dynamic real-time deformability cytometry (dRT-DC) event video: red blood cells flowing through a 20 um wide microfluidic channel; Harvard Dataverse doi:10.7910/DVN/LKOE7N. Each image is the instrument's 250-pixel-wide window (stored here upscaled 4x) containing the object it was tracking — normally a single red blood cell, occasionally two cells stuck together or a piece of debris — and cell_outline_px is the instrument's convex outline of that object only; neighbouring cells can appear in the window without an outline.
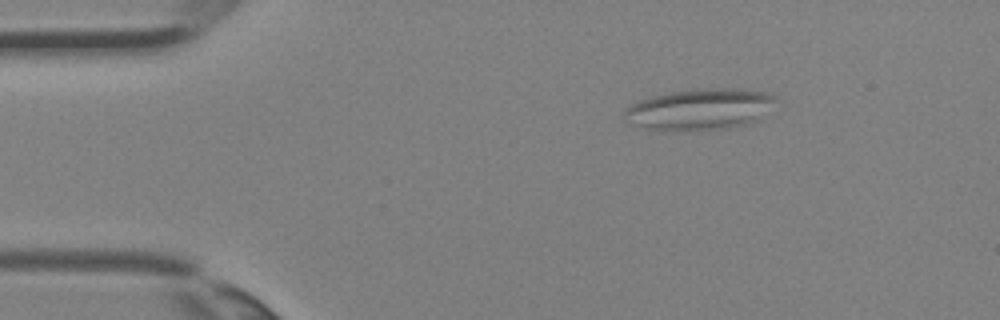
{"species": "Egyptian fruit bat (a non-hibernating species)", "species_latin": "Rousettus aegyptiacus", "temperature_condition": "room temperature", "stored_images_in_passage": 31, "camera_frame_rate_fps": 3000, "um_per_image_px": 0.085, "animal": {"sex": "female"}, "frame": {"image": 1, "passage_image": 1, "time_ms": 0.0, "image_size_px": [1000, 320], "cell_outline_px": [[784, 104], [756, 120], [748, 124], [728, 128], [688, 132], [648, 128], [628, 124], [624, 120], [624, 108], [648, 96], [668, 92], [696, 88], [736, 88], [764, 92], [776, 96]], "centroid_in_image_um": [59.57, 9.29], "position_along_channel_um": 25.4, "area_um2": 37.74}}
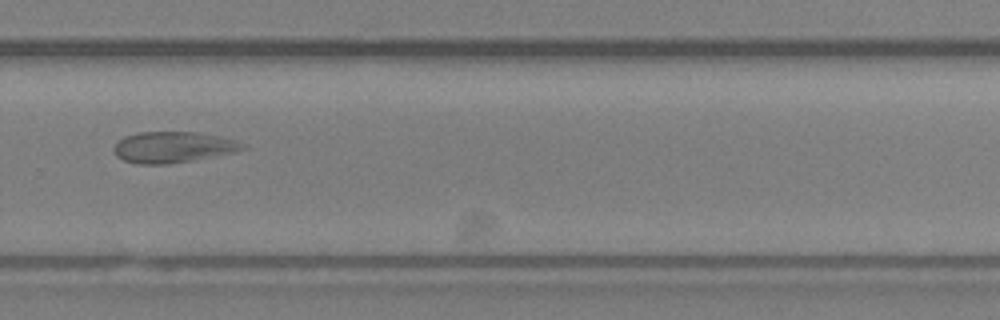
{"frame": {"image": 2, "passage_image": 20, "time_ms": 6.333, "image_size_px": [1000, 320], "cell_outline_px": [[248, 148], [236, 152], [192, 160], [168, 164], [136, 164], [124, 160], [116, 156], [112, 148], [124, 136], [136, 132], [196, 132], [220, 136], [236, 140], [244, 144]], "centroid_in_image_um": [14.71, 12.51], "position_along_channel_um": 315.1, "area_um2": 23.41}}
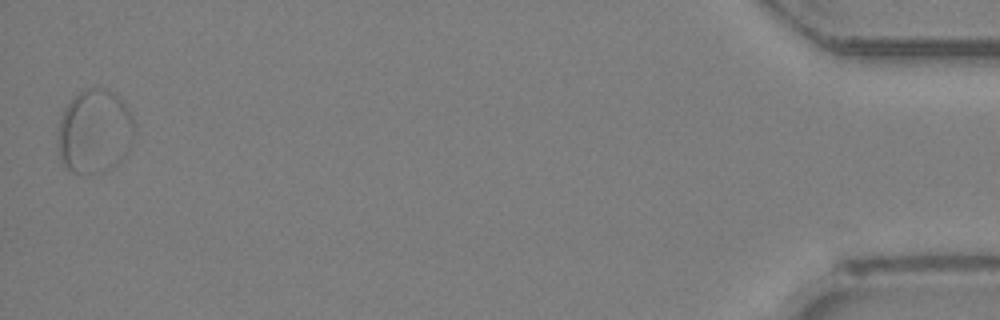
{"frame": {"image": 3, "passage_image": 31, "time_ms": 10.0, "image_size_px": [1000, 320], "cell_outline_px": [[136, 132], [132, 144], [124, 156], [116, 164], [80, 172], [72, 172], [64, 168], [60, 160], [56, 144], [56, 132], [60, 116], [64, 108], [80, 92], [88, 88], [104, 88], [112, 92], [128, 108], [136, 124]], "centroid_in_image_um": [8.01, 11.13], "position_along_channel_um": 427.2, "area_um2": 37.28}}